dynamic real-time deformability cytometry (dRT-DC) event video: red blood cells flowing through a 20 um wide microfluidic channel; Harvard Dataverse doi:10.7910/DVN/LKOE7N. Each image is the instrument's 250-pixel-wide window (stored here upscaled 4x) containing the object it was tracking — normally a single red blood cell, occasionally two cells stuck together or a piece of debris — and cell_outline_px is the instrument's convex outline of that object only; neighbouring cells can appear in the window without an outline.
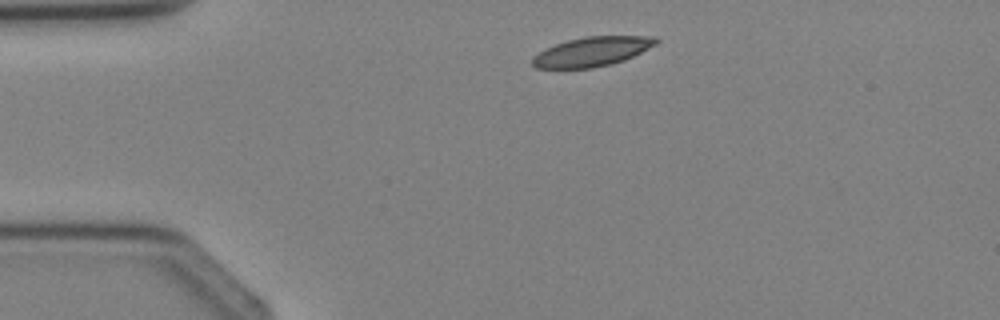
{"species": "Egyptian fruit bat (a non-hibernating species)", "species_latin": "Rousettus aegyptiacus", "temperature_condition": "cold", "stored_images_in_passage": 3, "camera_frame_rate_fps": 3000, "um_per_image_px": 0.085, "animal": {"sex": "female"}, "frame": {"image": 1, "passage_image": 1, "time_ms": 0.0, "image_size_px": [1000, 320], "cell_outline_px": [[660, 40], [656, 44], [624, 60], [612, 64], [592, 68], [536, 68], [532, 64], [532, 56], [544, 48], [568, 40], [584, 36], [656, 36]], "centroid_in_image_um": [50.3, 4.38], "position_along_channel_um": 34.7, "area_um2": 21.21}}